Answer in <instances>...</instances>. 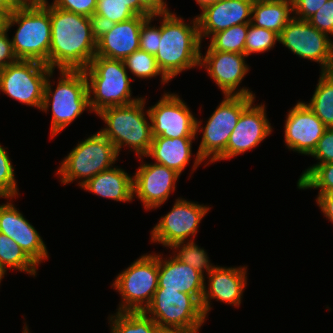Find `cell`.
Returning <instances> with one entry per match:
<instances>
[{"instance_id": "cell-15", "label": "cell", "mask_w": 333, "mask_h": 333, "mask_svg": "<svg viewBox=\"0 0 333 333\" xmlns=\"http://www.w3.org/2000/svg\"><path fill=\"white\" fill-rule=\"evenodd\" d=\"M247 56L241 53L206 51L200 56V68L204 67L224 95H243L255 97L248 88H237L249 71L245 62ZM238 89V90H237Z\"/></svg>"}, {"instance_id": "cell-44", "label": "cell", "mask_w": 333, "mask_h": 333, "mask_svg": "<svg viewBox=\"0 0 333 333\" xmlns=\"http://www.w3.org/2000/svg\"><path fill=\"white\" fill-rule=\"evenodd\" d=\"M139 7L149 15L170 12L164 0H135Z\"/></svg>"}, {"instance_id": "cell-46", "label": "cell", "mask_w": 333, "mask_h": 333, "mask_svg": "<svg viewBox=\"0 0 333 333\" xmlns=\"http://www.w3.org/2000/svg\"><path fill=\"white\" fill-rule=\"evenodd\" d=\"M201 327L195 328H175V327H159L158 333H198Z\"/></svg>"}, {"instance_id": "cell-23", "label": "cell", "mask_w": 333, "mask_h": 333, "mask_svg": "<svg viewBox=\"0 0 333 333\" xmlns=\"http://www.w3.org/2000/svg\"><path fill=\"white\" fill-rule=\"evenodd\" d=\"M150 16L136 15L115 26L97 41L96 55L124 60L139 49L140 29Z\"/></svg>"}, {"instance_id": "cell-26", "label": "cell", "mask_w": 333, "mask_h": 333, "mask_svg": "<svg viewBox=\"0 0 333 333\" xmlns=\"http://www.w3.org/2000/svg\"><path fill=\"white\" fill-rule=\"evenodd\" d=\"M292 13V0H254L251 23L280 35Z\"/></svg>"}, {"instance_id": "cell-41", "label": "cell", "mask_w": 333, "mask_h": 333, "mask_svg": "<svg viewBox=\"0 0 333 333\" xmlns=\"http://www.w3.org/2000/svg\"><path fill=\"white\" fill-rule=\"evenodd\" d=\"M328 0H292L293 16L300 20H308Z\"/></svg>"}, {"instance_id": "cell-1", "label": "cell", "mask_w": 333, "mask_h": 333, "mask_svg": "<svg viewBox=\"0 0 333 333\" xmlns=\"http://www.w3.org/2000/svg\"><path fill=\"white\" fill-rule=\"evenodd\" d=\"M50 21L49 68L84 70L96 56L97 48L89 18L50 4Z\"/></svg>"}, {"instance_id": "cell-39", "label": "cell", "mask_w": 333, "mask_h": 333, "mask_svg": "<svg viewBox=\"0 0 333 333\" xmlns=\"http://www.w3.org/2000/svg\"><path fill=\"white\" fill-rule=\"evenodd\" d=\"M96 4L97 0H53L51 5L68 12L89 17L95 13Z\"/></svg>"}, {"instance_id": "cell-18", "label": "cell", "mask_w": 333, "mask_h": 333, "mask_svg": "<svg viewBox=\"0 0 333 333\" xmlns=\"http://www.w3.org/2000/svg\"><path fill=\"white\" fill-rule=\"evenodd\" d=\"M284 128V142L288 149L304 155L313 153L327 129L325 124L302 101H298L289 110Z\"/></svg>"}, {"instance_id": "cell-10", "label": "cell", "mask_w": 333, "mask_h": 333, "mask_svg": "<svg viewBox=\"0 0 333 333\" xmlns=\"http://www.w3.org/2000/svg\"><path fill=\"white\" fill-rule=\"evenodd\" d=\"M51 70L38 61L17 60L0 70V91L21 104L41 110Z\"/></svg>"}, {"instance_id": "cell-12", "label": "cell", "mask_w": 333, "mask_h": 333, "mask_svg": "<svg viewBox=\"0 0 333 333\" xmlns=\"http://www.w3.org/2000/svg\"><path fill=\"white\" fill-rule=\"evenodd\" d=\"M279 43L296 56L319 63L321 72L333 71V41L308 21L293 17L280 33Z\"/></svg>"}, {"instance_id": "cell-34", "label": "cell", "mask_w": 333, "mask_h": 333, "mask_svg": "<svg viewBox=\"0 0 333 333\" xmlns=\"http://www.w3.org/2000/svg\"><path fill=\"white\" fill-rule=\"evenodd\" d=\"M170 249L174 251V256L181 262L188 264L192 268L201 272L204 275L209 274L211 270L215 267L210 263L209 256L204 248L198 246L193 240H188L185 242L175 243ZM179 250V251H178Z\"/></svg>"}, {"instance_id": "cell-4", "label": "cell", "mask_w": 333, "mask_h": 333, "mask_svg": "<svg viewBox=\"0 0 333 333\" xmlns=\"http://www.w3.org/2000/svg\"><path fill=\"white\" fill-rule=\"evenodd\" d=\"M146 100L141 98L135 103L125 106H114L103 109L96 115L101 117L107 125L99 132L105 136L116 148L118 154L124 146L141 157H145L153 141L149 112L144 108Z\"/></svg>"}, {"instance_id": "cell-48", "label": "cell", "mask_w": 333, "mask_h": 333, "mask_svg": "<svg viewBox=\"0 0 333 333\" xmlns=\"http://www.w3.org/2000/svg\"><path fill=\"white\" fill-rule=\"evenodd\" d=\"M15 7L33 5L40 0H9Z\"/></svg>"}, {"instance_id": "cell-2", "label": "cell", "mask_w": 333, "mask_h": 333, "mask_svg": "<svg viewBox=\"0 0 333 333\" xmlns=\"http://www.w3.org/2000/svg\"><path fill=\"white\" fill-rule=\"evenodd\" d=\"M155 17L162 20L161 40L154 55L162 73L171 81L180 72L200 66L202 41L196 16L190 24L171 12L155 14Z\"/></svg>"}, {"instance_id": "cell-3", "label": "cell", "mask_w": 333, "mask_h": 333, "mask_svg": "<svg viewBox=\"0 0 333 333\" xmlns=\"http://www.w3.org/2000/svg\"><path fill=\"white\" fill-rule=\"evenodd\" d=\"M16 24L18 28L11 39L16 58L38 61L49 67L52 30L48 0L15 7L10 13L7 31Z\"/></svg>"}, {"instance_id": "cell-25", "label": "cell", "mask_w": 333, "mask_h": 333, "mask_svg": "<svg viewBox=\"0 0 333 333\" xmlns=\"http://www.w3.org/2000/svg\"><path fill=\"white\" fill-rule=\"evenodd\" d=\"M196 138L153 137L146 157H151L155 163L164 165L181 175L188 165L192 155V140Z\"/></svg>"}, {"instance_id": "cell-50", "label": "cell", "mask_w": 333, "mask_h": 333, "mask_svg": "<svg viewBox=\"0 0 333 333\" xmlns=\"http://www.w3.org/2000/svg\"><path fill=\"white\" fill-rule=\"evenodd\" d=\"M197 2V4L199 5V7L202 9L203 7L215 3V2H219L221 0H195Z\"/></svg>"}, {"instance_id": "cell-24", "label": "cell", "mask_w": 333, "mask_h": 333, "mask_svg": "<svg viewBox=\"0 0 333 333\" xmlns=\"http://www.w3.org/2000/svg\"><path fill=\"white\" fill-rule=\"evenodd\" d=\"M81 188L119 202H130L134 198L133 177L116 166L98 173Z\"/></svg>"}, {"instance_id": "cell-27", "label": "cell", "mask_w": 333, "mask_h": 333, "mask_svg": "<svg viewBox=\"0 0 333 333\" xmlns=\"http://www.w3.org/2000/svg\"><path fill=\"white\" fill-rule=\"evenodd\" d=\"M305 104L327 128H333V71L321 72L314 94Z\"/></svg>"}, {"instance_id": "cell-6", "label": "cell", "mask_w": 333, "mask_h": 333, "mask_svg": "<svg viewBox=\"0 0 333 333\" xmlns=\"http://www.w3.org/2000/svg\"><path fill=\"white\" fill-rule=\"evenodd\" d=\"M53 73L54 70H51L47 77L41 108L42 112H47L51 106L50 133L52 138L63 131L87 108L91 113L87 78L83 70H60L61 77L58 79L54 91L50 81Z\"/></svg>"}, {"instance_id": "cell-8", "label": "cell", "mask_w": 333, "mask_h": 333, "mask_svg": "<svg viewBox=\"0 0 333 333\" xmlns=\"http://www.w3.org/2000/svg\"><path fill=\"white\" fill-rule=\"evenodd\" d=\"M118 156L115 146L98 131L78 142L62 160L56 174L65 185L81 179L78 185L82 187L98 173L112 168Z\"/></svg>"}, {"instance_id": "cell-36", "label": "cell", "mask_w": 333, "mask_h": 333, "mask_svg": "<svg viewBox=\"0 0 333 333\" xmlns=\"http://www.w3.org/2000/svg\"><path fill=\"white\" fill-rule=\"evenodd\" d=\"M14 170L6 148L0 144V198L13 199L19 195Z\"/></svg>"}, {"instance_id": "cell-14", "label": "cell", "mask_w": 333, "mask_h": 333, "mask_svg": "<svg viewBox=\"0 0 333 333\" xmlns=\"http://www.w3.org/2000/svg\"><path fill=\"white\" fill-rule=\"evenodd\" d=\"M188 105L175 93H165L149 107L153 137L195 138L196 117Z\"/></svg>"}, {"instance_id": "cell-42", "label": "cell", "mask_w": 333, "mask_h": 333, "mask_svg": "<svg viewBox=\"0 0 333 333\" xmlns=\"http://www.w3.org/2000/svg\"><path fill=\"white\" fill-rule=\"evenodd\" d=\"M7 32L0 33V70L18 60L13 52L11 39H9Z\"/></svg>"}, {"instance_id": "cell-32", "label": "cell", "mask_w": 333, "mask_h": 333, "mask_svg": "<svg viewBox=\"0 0 333 333\" xmlns=\"http://www.w3.org/2000/svg\"><path fill=\"white\" fill-rule=\"evenodd\" d=\"M95 14L106 17L114 23L123 22L136 15L150 16L135 0H97Z\"/></svg>"}, {"instance_id": "cell-7", "label": "cell", "mask_w": 333, "mask_h": 333, "mask_svg": "<svg viewBox=\"0 0 333 333\" xmlns=\"http://www.w3.org/2000/svg\"><path fill=\"white\" fill-rule=\"evenodd\" d=\"M223 96L224 99L209 117L205 127H201L203 121H198L196 118V136L199 130H202L203 136L192 171L207 158L206 165L213 163L226 150L230 135L236 127L242 111L256 98L243 95Z\"/></svg>"}, {"instance_id": "cell-33", "label": "cell", "mask_w": 333, "mask_h": 333, "mask_svg": "<svg viewBox=\"0 0 333 333\" xmlns=\"http://www.w3.org/2000/svg\"><path fill=\"white\" fill-rule=\"evenodd\" d=\"M123 62L126 69L138 78L149 79L161 75L162 84L170 81L159 69L153 54L138 49L127 56Z\"/></svg>"}, {"instance_id": "cell-29", "label": "cell", "mask_w": 333, "mask_h": 333, "mask_svg": "<svg viewBox=\"0 0 333 333\" xmlns=\"http://www.w3.org/2000/svg\"><path fill=\"white\" fill-rule=\"evenodd\" d=\"M0 263L8 270L23 271L36 276L37 265L24 253L21 247L11 238L0 232Z\"/></svg>"}, {"instance_id": "cell-30", "label": "cell", "mask_w": 333, "mask_h": 333, "mask_svg": "<svg viewBox=\"0 0 333 333\" xmlns=\"http://www.w3.org/2000/svg\"><path fill=\"white\" fill-rule=\"evenodd\" d=\"M249 24L232 26L210 38L207 51H224L245 54V40Z\"/></svg>"}, {"instance_id": "cell-20", "label": "cell", "mask_w": 333, "mask_h": 333, "mask_svg": "<svg viewBox=\"0 0 333 333\" xmlns=\"http://www.w3.org/2000/svg\"><path fill=\"white\" fill-rule=\"evenodd\" d=\"M247 267H220L215 266L209 274L208 286H204V293L201 300V307L205 318L212 309L211 299L228 303L239 307L242 300L243 290L247 284Z\"/></svg>"}, {"instance_id": "cell-31", "label": "cell", "mask_w": 333, "mask_h": 333, "mask_svg": "<svg viewBox=\"0 0 333 333\" xmlns=\"http://www.w3.org/2000/svg\"><path fill=\"white\" fill-rule=\"evenodd\" d=\"M299 189H319L318 195L333 193V162L312 165L298 179Z\"/></svg>"}, {"instance_id": "cell-40", "label": "cell", "mask_w": 333, "mask_h": 333, "mask_svg": "<svg viewBox=\"0 0 333 333\" xmlns=\"http://www.w3.org/2000/svg\"><path fill=\"white\" fill-rule=\"evenodd\" d=\"M319 162L313 165L333 162V128H327L321 139L318 141L316 149L310 155Z\"/></svg>"}, {"instance_id": "cell-16", "label": "cell", "mask_w": 333, "mask_h": 333, "mask_svg": "<svg viewBox=\"0 0 333 333\" xmlns=\"http://www.w3.org/2000/svg\"><path fill=\"white\" fill-rule=\"evenodd\" d=\"M252 101L241 113L230 135L226 150L214 161H221L257 147L272 132L264 104Z\"/></svg>"}, {"instance_id": "cell-51", "label": "cell", "mask_w": 333, "mask_h": 333, "mask_svg": "<svg viewBox=\"0 0 333 333\" xmlns=\"http://www.w3.org/2000/svg\"><path fill=\"white\" fill-rule=\"evenodd\" d=\"M5 274H6V269L0 263V283L1 280L4 278Z\"/></svg>"}, {"instance_id": "cell-17", "label": "cell", "mask_w": 333, "mask_h": 333, "mask_svg": "<svg viewBox=\"0 0 333 333\" xmlns=\"http://www.w3.org/2000/svg\"><path fill=\"white\" fill-rule=\"evenodd\" d=\"M180 174L158 163H142L133 177V197L139 198L144 209L160 207L175 191ZM136 195V196H135Z\"/></svg>"}, {"instance_id": "cell-22", "label": "cell", "mask_w": 333, "mask_h": 333, "mask_svg": "<svg viewBox=\"0 0 333 333\" xmlns=\"http://www.w3.org/2000/svg\"><path fill=\"white\" fill-rule=\"evenodd\" d=\"M167 258L158 254V288L193 295L201 303L206 275L181 262L174 255Z\"/></svg>"}, {"instance_id": "cell-19", "label": "cell", "mask_w": 333, "mask_h": 333, "mask_svg": "<svg viewBox=\"0 0 333 333\" xmlns=\"http://www.w3.org/2000/svg\"><path fill=\"white\" fill-rule=\"evenodd\" d=\"M0 204V232L13 239L24 253L37 265L45 261L49 255L47 246L35 227L24 218L14 204Z\"/></svg>"}, {"instance_id": "cell-38", "label": "cell", "mask_w": 333, "mask_h": 333, "mask_svg": "<svg viewBox=\"0 0 333 333\" xmlns=\"http://www.w3.org/2000/svg\"><path fill=\"white\" fill-rule=\"evenodd\" d=\"M307 21L320 32L333 35V0H328Z\"/></svg>"}, {"instance_id": "cell-9", "label": "cell", "mask_w": 333, "mask_h": 333, "mask_svg": "<svg viewBox=\"0 0 333 333\" xmlns=\"http://www.w3.org/2000/svg\"><path fill=\"white\" fill-rule=\"evenodd\" d=\"M158 254H145L121 271L111 287L121 295L118 312L144 311L158 288Z\"/></svg>"}, {"instance_id": "cell-37", "label": "cell", "mask_w": 333, "mask_h": 333, "mask_svg": "<svg viewBox=\"0 0 333 333\" xmlns=\"http://www.w3.org/2000/svg\"><path fill=\"white\" fill-rule=\"evenodd\" d=\"M155 15L150 17L142 24L140 29V45L139 49L147 53L155 55L158 51V44L161 40V25L151 26V22L155 19Z\"/></svg>"}, {"instance_id": "cell-52", "label": "cell", "mask_w": 333, "mask_h": 333, "mask_svg": "<svg viewBox=\"0 0 333 333\" xmlns=\"http://www.w3.org/2000/svg\"><path fill=\"white\" fill-rule=\"evenodd\" d=\"M23 332L22 333H30L29 330H28V327L27 325H25V327H23Z\"/></svg>"}, {"instance_id": "cell-35", "label": "cell", "mask_w": 333, "mask_h": 333, "mask_svg": "<svg viewBox=\"0 0 333 333\" xmlns=\"http://www.w3.org/2000/svg\"><path fill=\"white\" fill-rule=\"evenodd\" d=\"M277 41V33L250 23L245 40V55L248 57L251 53H264L272 49Z\"/></svg>"}, {"instance_id": "cell-43", "label": "cell", "mask_w": 333, "mask_h": 333, "mask_svg": "<svg viewBox=\"0 0 333 333\" xmlns=\"http://www.w3.org/2000/svg\"><path fill=\"white\" fill-rule=\"evenodd\" d=\"M88 18L92 29V34L96 41H98L102 36L109 32L116 24L106 17L97 15L95 13Z\"/></svg>"}, {"instance_id": "cell-5", "label": "cell", "mask_w": 333, "mask_h": 333, "mask_svg": "<svg viewBox=\"0 0 333 333\" xmlns=\"http://www.w3.org/2000/svg\"><path fill=\"white\" fill-rule=\"evenodd\" d=\"M83 72L87 78L91 112L97 114L103 109L129 105L141 99L131 98V77L123 60L96 55Z\"/></svg>"}, {"instance_id": "cell-28", "label": "cell", "mask_w": 333, "mask_h": 333, "mask_svg": "<svg viewBox=\"0 0 333 333\" xmlns=\"http://www.w3.org/2000/svg\"><path fill=\"white\" fill-rule=\"evenodd\" d=\"M110 333H158L159 326L143 311L116 312L109 316Z\"/></svg>"}, {"instance_id": "cell-47", "label": "cell", "mask_w": 333, "mask_h": 333, "mask_svg": "<svg viewBox=\"0 0 333 333\" xmlns=\"http://www.w3.org/2000/svg\"><path fill=\"white\" fill-rule=\"evenodd\" d=\"M14 9H0V33L7 31L10 13Z\"/></svg>"}, {"instance_id": "cell-11", "label": "cell", "mask_w": 333, "mask_h": 333, "mask_svg": "<svg viewBox=\"0 0 333 333\" xmlns=\"http://www.w3.org/2000/svg\"><path fill=\"white\" fill-rule=\"evenodd\" d=\"M143 312L159 327H201L206 319L201 303L193 295L162 288H157Z\"/></svg>"}, {"instance_id": "cell-13", "label": "cell", "mask_w": 333, "mask_h": 333, "mask_svg": "<svg viewBox=\"0 0 333 333\" xmlns=\"http://www.w3.org/2000/svg\"><path fill=\"white\" fill-rule=\"evenodd\" d=\"M209 210L207 205L181 197L176 199L170 212L162 216L151 230V242L171 248L175 243L185 242L188 237L194 240L199 223Z\"/></svg>"}, {"instance_id": "cell-21", "label": "cell", "mask_w": 333, "mask_h": 333, "mask_svg": "<svg viewBox=\"0 0 333 333\" xmlns=\"http://www.w3.org/2000/svg\"><path fill=\"white\" fill-rule=\"evenodd\" d=\"M254 0H221L203 7L196 16L201 41L240 24H250Z\"/></svg>"}, {"instance_id": "cell-49", "label": "cell", "mask_w": 333, "mask_h": 333, "mask_svg": "<svg viewBox=\"0 0 333 333\" xmlns=\"http://www.w3.org/2000/svg\"><path fill=\"white\" fill-rule=\"evenodd\" d=\"M15 6L9 0H0V9H14Z\"/></svg>"}, {"instance_id": "cell-45", "label": "cell", "mask_w": 333, "mask_h": 333, "mask_svg": "<svg viewBox=\"0 0 333 333\" xmlns=\"http://www.w3.org/2000/svg\"><path fill=\"white\" fill-rule=\"evenodd\" d=\"M316 203L320 207L323 215L333 223V193L317 195Z\"/></svg>"}]
</instances>
